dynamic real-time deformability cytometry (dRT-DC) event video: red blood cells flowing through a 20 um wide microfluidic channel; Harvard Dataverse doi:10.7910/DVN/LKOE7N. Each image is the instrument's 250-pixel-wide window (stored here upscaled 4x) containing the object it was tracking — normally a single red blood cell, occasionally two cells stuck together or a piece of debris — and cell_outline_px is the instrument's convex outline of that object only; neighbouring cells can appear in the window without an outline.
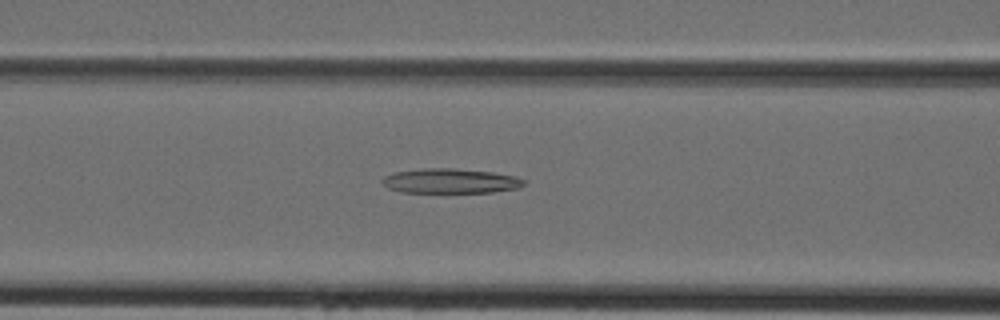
{"species": "Egyptian fruit bat (a non-hibernating species)", "species_latin": "Rousettus aegyptiacus", "temperature_condition": "cold", "stored_images_in_passage": 36, "camera_frame_rate_fps": 3000, "um_per_image_px": 0.085, "animal": {"sex": "female"}, "frame": {"image": 1, "passage_image": 10, "time_ms": 3.0, "image_size_px": [1000, 320], "cell_outline_px": [[528, 184], [520, 188], [492, 192], [400, 192], [388, 188], [380, 180], [384, 176], [392, 172], [424, 168], [456, 168], [492, 172], [516, 176], [524, 180]], "centroid_in_image_um": [38.3, 15.37], "position_along_channel_um": 128.3, "area_um2": 20.63}}
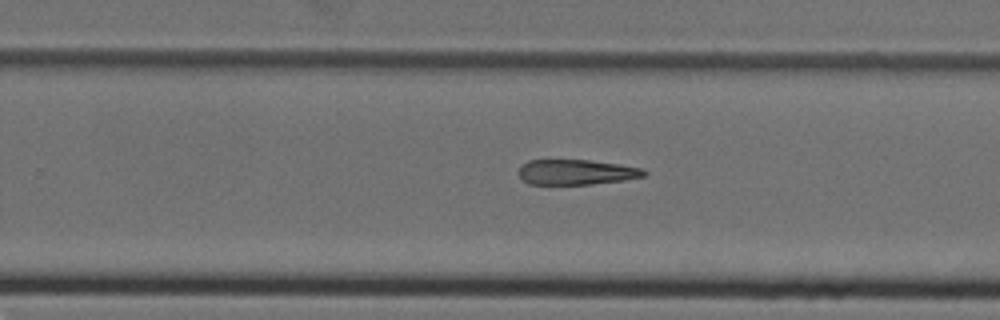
{"frame": {"image": 2, "passage_image": 20, "time_ms": 6.333, "image_size_px": [1000, 320], "cell_outline_px": [[648, 172], [644, 176], [624, 180], [592, 184], [528, 184], [516, 172], [528, 160], [588, 160], [620, 164], [640, 168]], "centroid_in_image_um": [48.98, 14.63], "position_along_channel_um": 280.8, "area_um2": 18.32}}
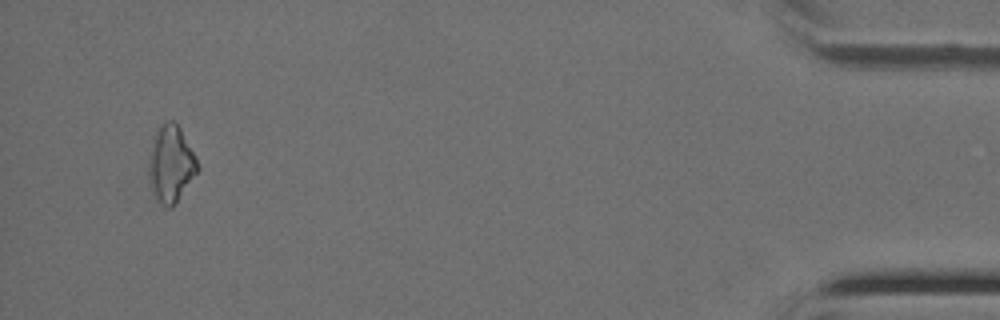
{"frame": {"image": 3, "passage_image": 34, "time_ms": 11.0, "image_size_px": [1000, 320], "cell_outline_px": [[200, 168], [176, 204], [172, 208], [168, 208], [160, 204], [152, 192], [148, 180], [148, 168], [156, 128], [168, 120], [172, 120], [180, 128]], "centroid_in_image_um": [14.51, 13.99], "position_along_channel_um": 420.7, "area_um2": 21.62}}